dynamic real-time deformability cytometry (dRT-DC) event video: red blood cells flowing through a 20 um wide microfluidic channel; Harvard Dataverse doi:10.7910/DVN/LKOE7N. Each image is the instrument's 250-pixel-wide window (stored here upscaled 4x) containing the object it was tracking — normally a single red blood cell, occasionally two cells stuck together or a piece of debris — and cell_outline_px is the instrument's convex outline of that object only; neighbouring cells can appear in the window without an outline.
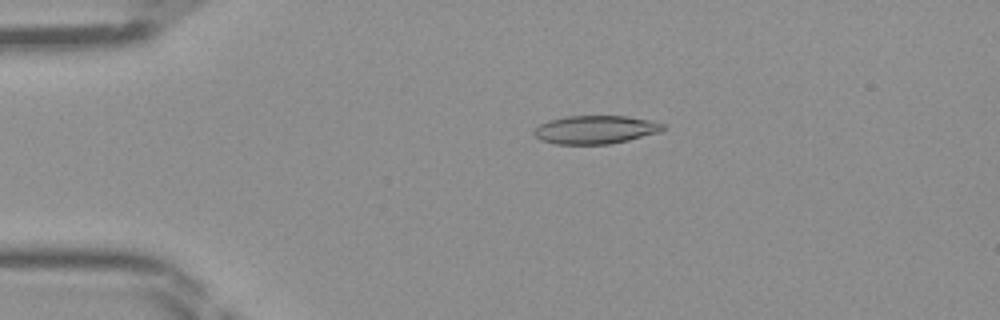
{"species": "Egyptian fruit bat (a non-hibernating species)", "species_latin": "Rousettus aegyptiacus", "temperature_condition": "room temperature", "stored_images_in_passage": 46, "camera_frame_rate_fps": 3000, "um_per_image_px": 0.085, "frame": {"image": 1, "passage_image": 10, "time_ms": 3.0, "image_size_px": [1000, 320], "cell_outline_px": [[664, 128], [660, 132], [628, 140], [608, 144], [556, 144], [540, 140], [532, 132], [540, 124], [548, 120], [568, 116], [624, 116], [652, 120], [664, 124]], "centroid_in_image_um": [50.6, 11.02], "position_along_channel_um": 34.4, "area_um2": 21.21}}
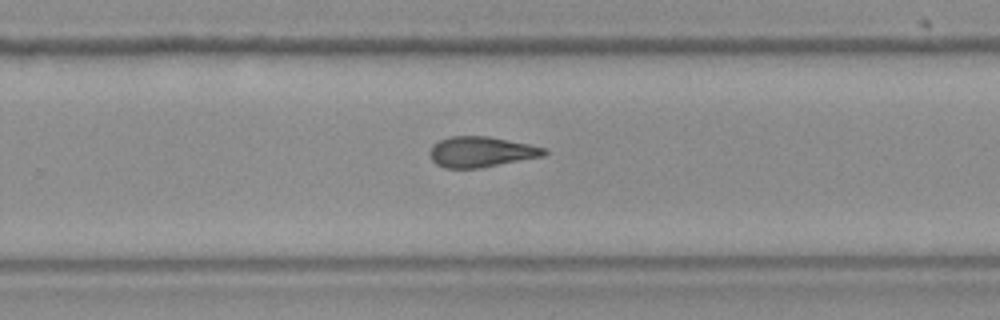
{"frame": {"image": 2, "passage_image": 30, "time_ms": 9.667, "image_size_px": [1000, 320], "cell_outline_px": [[548, 152], [544, 156], [480, 168], [444, 168], [436, 164], [432, 160], [428, 152], [432, 144], [448, 136], [488, 136], [528, 144], [544, 148]], "centroid_in_image_um": [40.85, 12.91], "position_along_channel_um": 288.9, "area_um2": 20.4}}
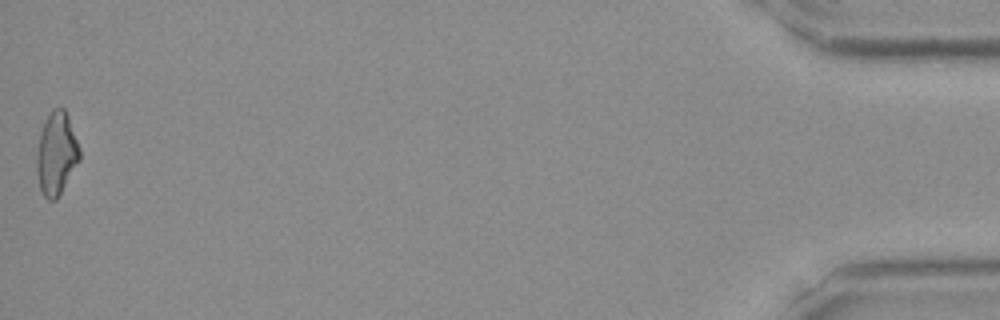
{"frame": {"image": 3, "passage_image": 46, "time_ms": 15.0, "image_size_px": [1000, 320], "cell_outline_px": [[80, 160], [56, 200], [48, 200], [44, 196], [40, 188], [36, 172], [36, 152], [40, 132], [52, 108], [64, 108], [68, 116], [80, 148]], "centroid_in_image_um": [4.79, 13.06], "position_along_channel_um": 430.4, "area_um2": 20.69}}